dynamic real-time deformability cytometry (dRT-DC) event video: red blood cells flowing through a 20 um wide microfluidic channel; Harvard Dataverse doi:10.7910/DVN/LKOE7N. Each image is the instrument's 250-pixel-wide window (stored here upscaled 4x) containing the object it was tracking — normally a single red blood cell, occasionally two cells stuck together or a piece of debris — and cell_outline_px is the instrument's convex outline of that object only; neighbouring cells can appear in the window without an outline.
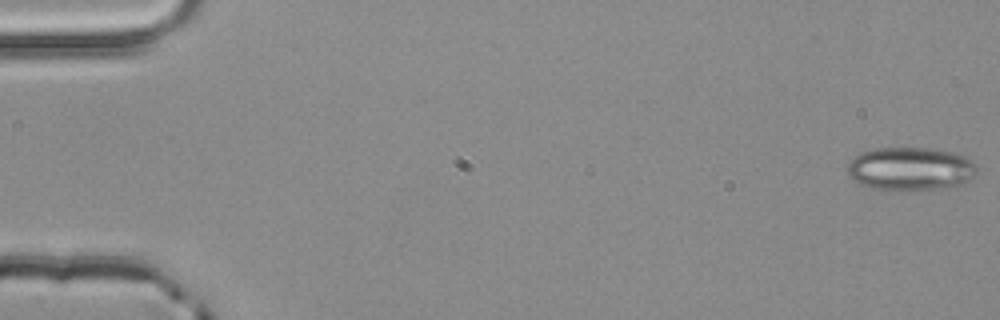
{"species": "common noctule bat (a hibernating species)", "species_latin": "Nyctalus noctula", "temperature_condition": "room temperature", "stored_images_in_passage": 3, "camera_frame_rate_fps": 3000, "um_per_image_px": 0.085, "animal": {"sex": "male", "body_mass_g": 20.4}, "frame": {"image": 1, "passage_image": 1, "time_ms": 0.0, "image_size_px": [1000, 320], "cell_outline_px": [[976, 172], [968, 180], [960, 184], [936, 188], [872, 188], [856, 180], [848, 172], [848, 160], [860, 152], [876, 148], [928, 148], [948, 152], [964, 156], [972, 160], [976, 164]], "centroid_in_image_um": [77.37, 14.3], "position_along_channel_um": 7.6, "area_um2": 31.56}}